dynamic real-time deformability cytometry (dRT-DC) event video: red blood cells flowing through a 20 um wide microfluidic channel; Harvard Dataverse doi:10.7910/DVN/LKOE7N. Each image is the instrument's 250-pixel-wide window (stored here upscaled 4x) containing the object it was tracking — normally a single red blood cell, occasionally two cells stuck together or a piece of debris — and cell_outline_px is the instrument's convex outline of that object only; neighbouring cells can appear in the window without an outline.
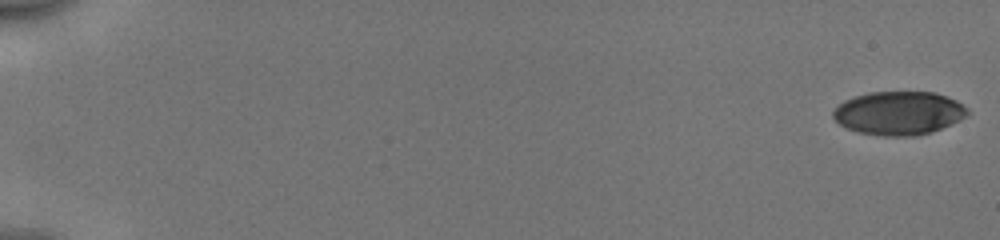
{"species": "human", "species_latin": "Homo sapiens", "temperature_condition": "cold", "stored_images_in_passage": 53, "camera_frame_rate_fps": 3000, "um_per_image_px": 0.085, "donor": {"sex": "male"}, "frame": {"image": 1, "passage_image": 1, "time_ms": 0.0, "image_size_px": [1000, 240], "cell_outline_px": [[968, 112], [960, 120], [932, 132], [916, 136], [884, 136], [856, 132], [840, 124], [832, 116], [832, 112], [844, 100], [868, 92], [936, 92], [948, 96], [956, 100], [968, 108]], "centroid_in_image_um": [76.41, 9.61], "position_along_channel_um": 8.6, "area_um2": 34.1}}
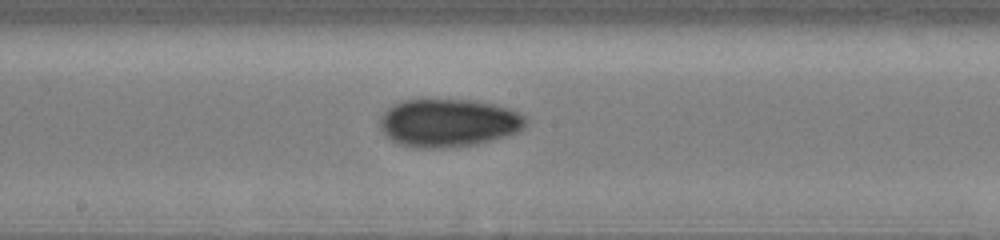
{"frame": {"image": 2, "passage_image": 31, "time_ms": 10.0, "image_size_px": [1000, 240], "cell_outline_px": [[528, 124], [524, 128], [516, 132], [492, 140], [476, 144], [440, 148], [432, 148], [400, 144], [392, 140], [380, 128], [380, 120], [384, 112], [388, 108], [404, 100], [476, 100], [508, 108], [520, 112], [528, 116]], "centroid_in_image_um": [38.19, 10.43], "position_along_channel_um": 210.0, "area_um2": 40.52}}
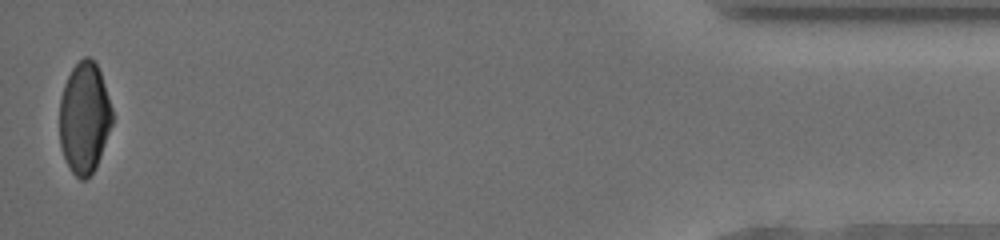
{"frame": {"image": 3, "passage_image": 53, "time_ms": 17.333, "image_size_px": [1000, 240], "cell_outline_px": [[112, 124], [96, 168], [84, 180], [80, 180], [72, 172], [64, 156], [60, 144], [60, 100], [64, 84], [72, 68], [84, 56], [88, 56], [96, 64], [100, 72], [112, 108]], "centroid_in_image_um": [7.17, 10.02], "position_along_channel_um": 428.0, "area_um2": 33.87}, "authors_computed_cell_mechanics": {"area_um2": 37.0498, "velocity_mm_per_s": 3.9852, "shape_relaxation_time_tau1_ms": 8.6196, "shape_relaxation_time_tau2_ms": 4.2724, "deformation_change_tau1": 0.1777, "deformation_change_tau2": 0.0753}}